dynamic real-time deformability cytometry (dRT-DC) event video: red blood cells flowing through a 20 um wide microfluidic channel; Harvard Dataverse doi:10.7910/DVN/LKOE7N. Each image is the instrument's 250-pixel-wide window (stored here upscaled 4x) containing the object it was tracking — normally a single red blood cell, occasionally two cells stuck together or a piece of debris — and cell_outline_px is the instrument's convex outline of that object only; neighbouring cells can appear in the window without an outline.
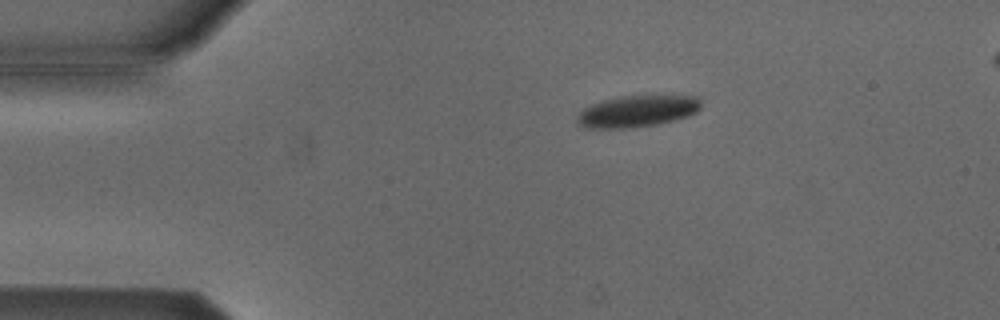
{"species": "Egyptian fruit bat (a non-hibernating species)", "species_latin": "Rousettus aegyptiacus", "temperature_condition": "cold", "stored_images_in_passage": 46, "camera_frame_rate_fps": 3000, "um_per_image_px": 0.085, "animal": {"sex": "male"}, "frame": {"image": 1, "passage_image": 2, "time_ms": 0.333, "image_size_px": [1000, 320], "cell_outline_px": [[700, 108], [696, 112], [688, 116], [656, 124], [628, 128], [588, 128], [580, 124], [576, 120], [576, 116], [584, 108], [592, 104], [604, 100], [620, 96], [700, 96]], "centroid_in_image_um": [54.16, 9.45], "position_along_channel_um": 30.8, "area_um2": 22.54}}
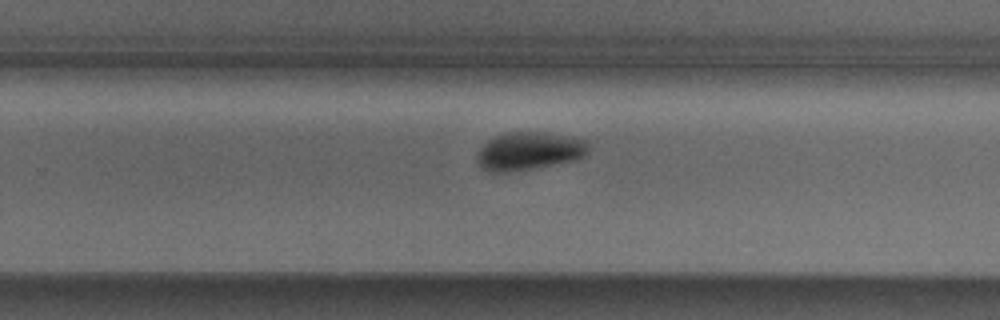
{"frame": {"image": 2, "passage_image": 26, "time_ms": 8.333, "image_size_px": [1000, 320], "cell_outline_px": [[588, 152], [580, 160], [508, 172], [488, 172], [480, 168], [476, 160], [476, 156], [480, 148], [488, 140], [496, 136], [508, 132], [548, 132], [572, 136], [588, 140]], "centroid_in_image_um": [45.0, 12.84], "position_along_channel_um": 284.8, "area_um2": 25.14}}
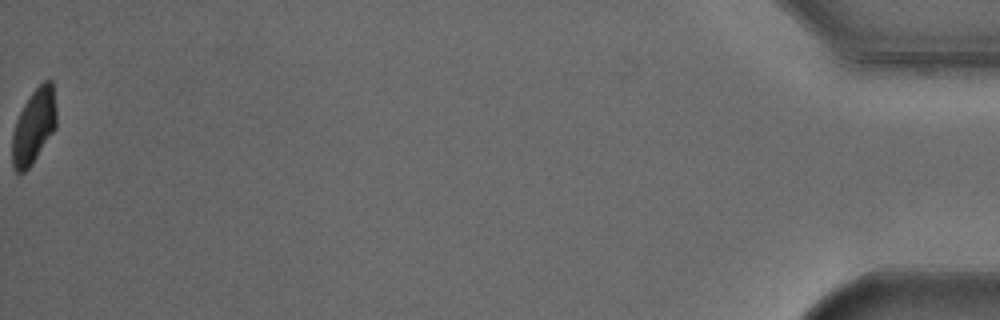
{"frame": {"image": 3, "passage_image": 46, "time_ms": 15.0, "image_size_px": [1000, 320], "cell_outline_px": [[56, 128], [32, 164], [24, 172], [16, 172], [12, 164], [12, 132], [16, 120], [24, 104], [32, 92], [44, 80], [52, 80], [56, 108]], "centroid_in_image_um": [2.87, 10.74], "position_along_channel_um": 432.3, "area_um2": 19.25}, "authors_computed_cell_mechanics": {"area_um2": 24.3627, "velocity_mm_per_s": 3.806, "shape_relaxation_time_tau1_ms": 7.5346, "shape_relaxation_time_tau2_ms": null, "deformation_change_tau1": 0.1467, "deformation_change_tau2": null}}